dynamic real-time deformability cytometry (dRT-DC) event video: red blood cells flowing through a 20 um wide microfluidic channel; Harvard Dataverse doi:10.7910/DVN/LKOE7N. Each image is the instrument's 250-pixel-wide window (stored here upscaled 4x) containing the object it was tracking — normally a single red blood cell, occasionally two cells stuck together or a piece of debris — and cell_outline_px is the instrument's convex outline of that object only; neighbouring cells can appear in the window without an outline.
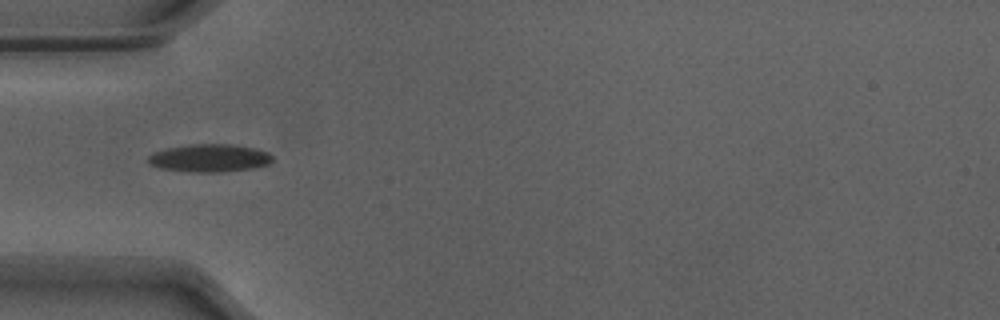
{"species": "Egyptian fruit bat (a non-hibernating species)", "species_latin": "Rousettus aegyptiacus", "temperature_condition": "warm", "stored_images_in_passage": 3, "camera_frame_rate_fps": 3000, "um_per_image_px": 0.085, "animal": {"sex": "male"}, "frame": {"image": 1, "passage_image": 1, "time_ms": 0.0, "image_size_px": [1000, 320], "cell_outline_px": [[272, 164], [252, 168], [220, 172], [188, 172], [160, 168], [148, 164], [148, 156], [152, 152], [168, 148], [192, 144], [232, 144], [256, 148], [268, 152], [272, 156]], "centroid_in_image_um": [17.82, 13.43], "position_along_channel_um": 67.2, "area_um2": 20.35}}